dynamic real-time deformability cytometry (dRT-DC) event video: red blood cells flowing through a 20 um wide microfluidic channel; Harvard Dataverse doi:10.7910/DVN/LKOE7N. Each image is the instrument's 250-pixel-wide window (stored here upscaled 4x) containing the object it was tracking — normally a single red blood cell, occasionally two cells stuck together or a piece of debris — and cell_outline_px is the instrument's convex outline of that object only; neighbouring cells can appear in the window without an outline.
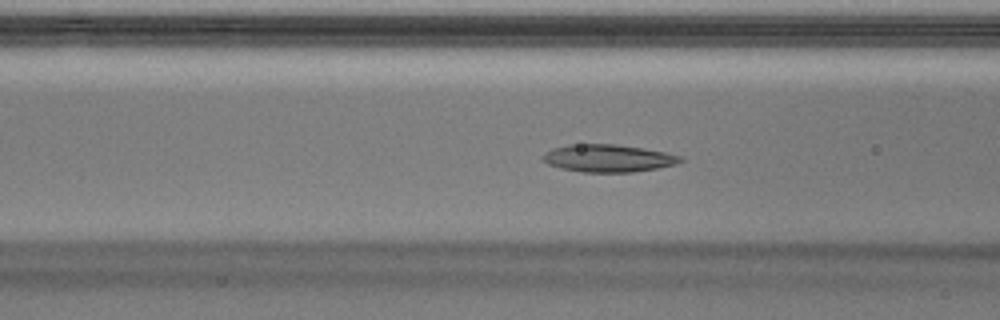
{"species": "Egyptian fruit bat (a non-hibernating species)", "species_latin": "Rousettus aegyptiacus", "temperature_condition": "warm", "stored_images_in_passage": 47, "camera_frame_rate_fps": 3000, "um_per_image_px": 0.085, "animal": {"sex": "male"}, "frame": {"image": 1, "passage_image": 17, "time_ms": 5.333, "image_size_px": [1000, 320], "cell_outline_px": [[684, 160], [676, 164], [656, 168], [632, 172], [584, 172], [560, 168], [548, 164], [540, 156], [552, 148], [568, 144], [616, 144], [644, 148], [664, 152], [680, 156]], "centroid_in_image_um": [51.66, 13.44], "position_along_channel_um": 114.9, "area_um2": 22.02}}
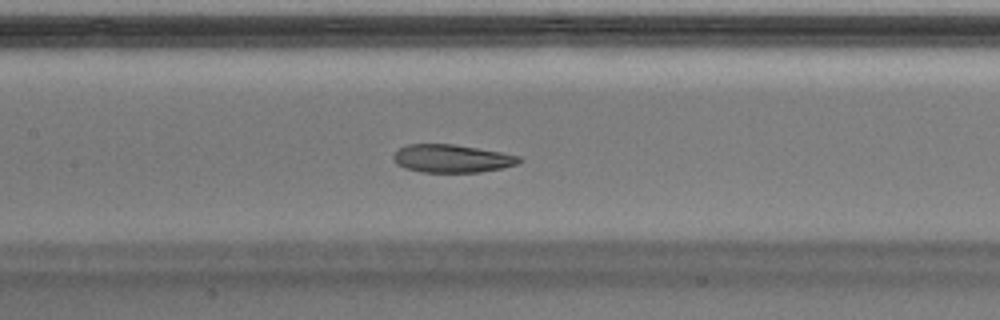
{"frame": {"image": 2, "passage_image": 21, "time_ms": 6.667, "image_size_px": [1000, 320], "cell_outline_px": [[524, 160], [516, 164], [500, 168], [480, 172], [420, 172], [404, 168], [396, 164], [392, 156], [400, 148], [408, 144], [452, 144], [500, 152], [520, 156]], "centroid_in_image_um": [38.39, 13.48], "position_along_channel_um": 169.0, "area_um2": 20.4}}
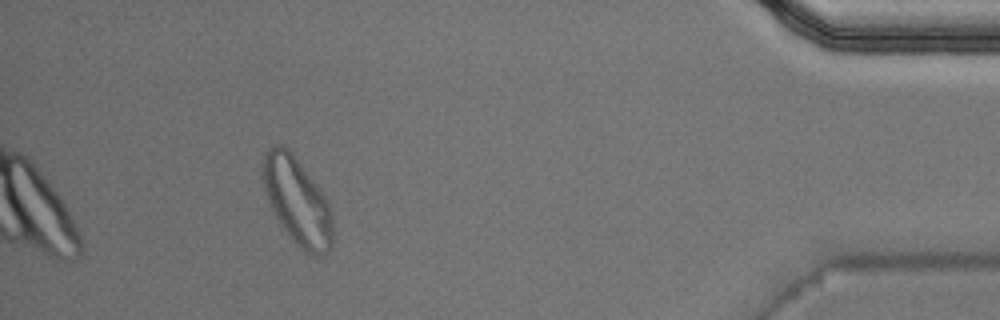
{"frame": {"image": 3, "passage_image": 43, "time_ms": 14.0, "image_size_px": [1000, 320], "cell_outline_px": [[332, 244], [328, 252], [316, 256], [312, 256], [304, 252], [296, 244], [280, 224], [268, 200], [260, 176], [264, 152], [272, 144], [280, 144], [288, 148], [316, 184], [328, 200], [332, 212]], "centroid_in_image_um": [25.24, 17.08], "position_along_channel_um": 410.0, "area_um2": 35.66}, "authors_computed_cell_mechanics": {"area_um2": 22.1374, "velocity_mm_per_s": 4.0329, "shape_relaxation_time_tau1_ms": null, "shape_relaxation_time_tau2_ms": 3.6688, "deformation_change_tau1": null, "deformation_change_tau2": 0.076}}